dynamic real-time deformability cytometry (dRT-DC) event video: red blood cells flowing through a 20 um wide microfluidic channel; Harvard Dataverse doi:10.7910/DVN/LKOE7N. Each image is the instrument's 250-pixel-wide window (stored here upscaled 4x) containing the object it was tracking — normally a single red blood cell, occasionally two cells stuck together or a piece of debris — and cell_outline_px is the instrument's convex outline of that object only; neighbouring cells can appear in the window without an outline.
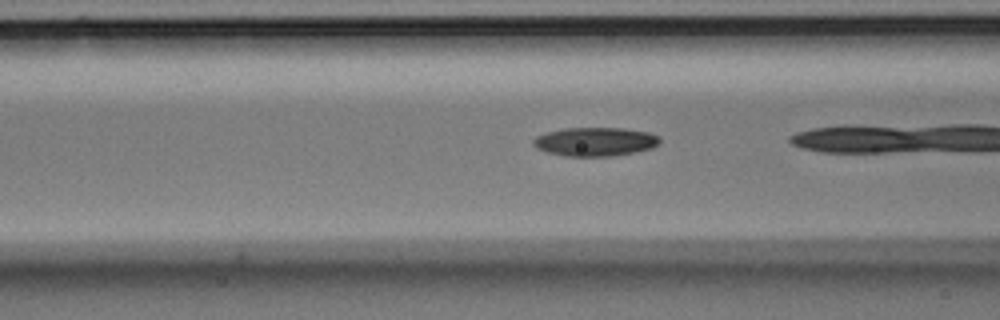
{"species": "Egyptian fruit bat (a non-hibernating species)", "species_latin": "Rousettus aegyptiacus", "temperature_condition": "room temperature", "stored_images_in_passage": 20, "camera_frame_rate_fps": 3000, "um_per_image_px": 0.085, "animal": {"sex": "male"}, "frame": {"image": 1, "passage_image": 18, "time_ms": 5.667, "image_size_px": [1000, 320], "cell_outline_px": [[660, 144], [652, 148], [612, 156], [564, 156], [548, 152], [536, 148], [532, 144], [532, 140], [536, 136], [548, 132], [564, 128], [624, 128], [648, 132], [660, 136]], "centroid_in_image_um": [50.59, 12.04], "position_along_channel_um": 116.0, "area_um2": 21.21}}